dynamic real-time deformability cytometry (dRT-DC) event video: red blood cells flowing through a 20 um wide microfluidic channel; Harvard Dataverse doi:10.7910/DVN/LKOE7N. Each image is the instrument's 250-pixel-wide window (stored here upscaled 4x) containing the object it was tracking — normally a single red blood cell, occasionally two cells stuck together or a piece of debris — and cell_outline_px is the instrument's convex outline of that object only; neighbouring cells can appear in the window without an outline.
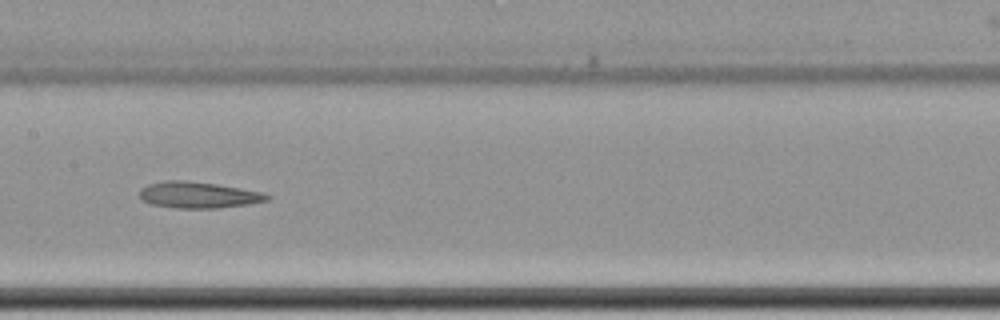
{"species": "common noctule bat (a hibernating species)", "species_latin": "Nyctalus noctula", "temperature_condition": "cold", "stored_images_in_passage": 17, "camera_frame_rate_fps": 3000, "um_per_image_px": 0.085, "animal": {"sex": "female", "body_mass_g": 22.7, "forearm_length_mm": 54.2}, "frame": {"image": 1, "passage_image": 10, "time_ms": 11.667, "image_size_px": [1000, 320], "cell_outline_px": [[272, 196], [268, 200], [248, 204], [220, 208], [176, 208], [152, 204], [140, 200], [140, 188], [148, 184], [164, 180], [188, 180], [216, 184], [240, 188], [260, 192]], "centroid_in_image_um": [16.82, 16.57], "position_along_channel_um": 190.6, "area_um2": 19.59}}
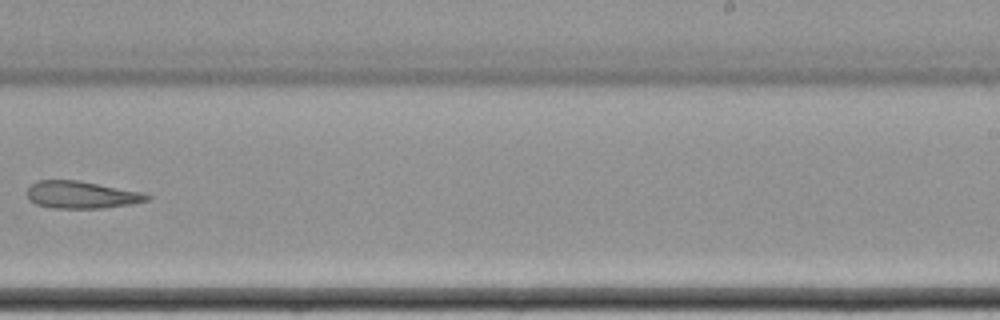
{"frame": {"image": 2, "passage_image": 12, "time_ms": 14.333, "image_size_px": [1000, 320], "cell_outline_px": [[152, 200], [132, 204], [104, 208], [52, 208], [36, 204], [28, 200], [28, 188], [32, 184], [40, 180], [76, 180], [140, 192], [152, 196]], "centroid_in_image_um": [6.94, 16.57], "position_along_channel_um": 282.1, "area_um2": 18.96}}
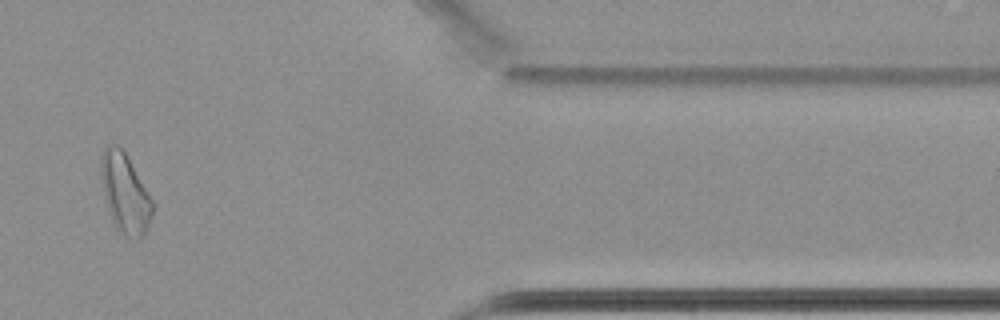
{"frame": {"image": 3, "passage_image": 15, "time_ms": 18.667, "image_size_px": [1000, 320], "cell_outline_px": [[156, 204], [148, 224], [140, 240], [124, 236], [116, 228], [112, 220], [108, 208], [104, 192], [100, 172], [100, 156], [104, 148], [108, 144], [120, 144]], "centroid_in_image_um": [10.64, 16.39], "position_along_channel_um": 400.8, "area_um2": 24.04}, "authors_computed_cell_mechanics": {"area_um2": 23.0044, "velocity_mm_per_s": 3.4513, "shape_relaxation_time_tau1_ms": 5.8984, "shape_relaxation_time_tau2_ms": null, "deformation_change_tau1": 0.1272, "deformation_change_tau2": null}}